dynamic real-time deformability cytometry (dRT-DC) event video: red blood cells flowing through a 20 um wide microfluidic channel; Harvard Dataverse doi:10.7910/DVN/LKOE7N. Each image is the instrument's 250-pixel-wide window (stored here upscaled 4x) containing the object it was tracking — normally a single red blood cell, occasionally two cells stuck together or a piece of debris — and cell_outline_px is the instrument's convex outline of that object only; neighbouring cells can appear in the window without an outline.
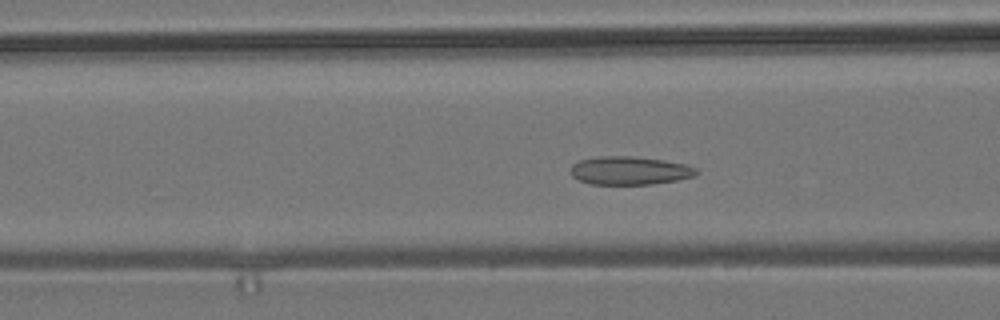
{"species": "common noctule bat (a hibernating species)", "species_latin": "Nyctalus noctula", "temperature_condition": "room temperature", "stored_images_in_passage": 53, "camera_frame_rate_fps": 3000, "um_per_image_px": 0.085, "animal": {"sex": "male", "body_mass_g": 19.2, "forearm_length_mm": 51.8}, "frame": {"image": 1, "passage_image": 19, "time_ms": 6.0, "image_size_px": [1000, 320], "cell_outline_px": [[700, 172], [696, 176], [676, 180], [652, 184], [592, 184], [580, 180], [572, 176], [572, 164], [580, 160], [600, 156], [628, 156], [664, 160], [688, 164], [700, 168]], "centroid_in_image_um": [53.61, 14.49], "position_along_channel_um": 113.0, "area_um2": 20.81}}
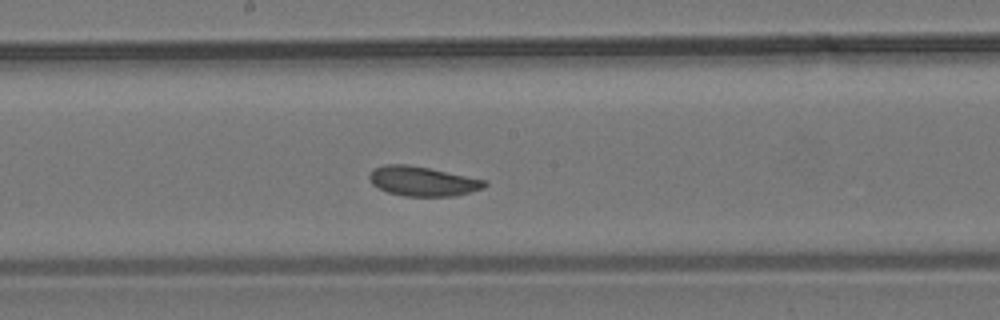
{"frame": {"image": 2, "passage_image": 27, "time_ms": 8.667, "image_size_px": [1000, 320], "cell_outline_px": [[488, 184], [484, 188], [456, 196], [404, 196], [388, 192], [372, 184], [368, 180], [368, 176], [372, 168], [384, 164], [408, 164], [488, 180]], "centroid_in_image_um": [35.92, 15.4], "position_along_channel_um": 212.3, "area_um2": 20.06}}
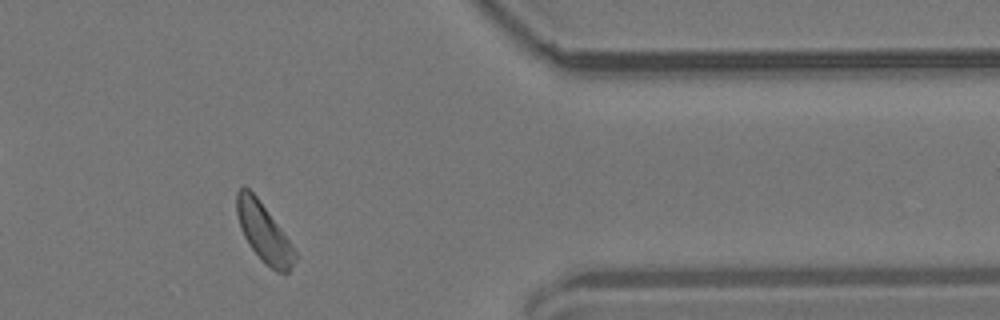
{"frame": {"image": 3, "passage_image": 43, "time_ms": 14.0, "image_size_px": [1000, 320], "cell_outline_px": [[296, 256], [288, 272], [276, 272], [248, 244], [240, 228], [236, 212], [236, 192], [244, 184], [256, 196], [280, 228], [296, 252]], "centroid_in_image_um": [22.38, 19.7], "position_along_channel_um": 389.0, "area_um2": 19.19}, "authors_computed_cell_mechanics": {"area_um2": 20.1722, "velocity_mm_per_s": 3.7191, "shape_relaxation_time_tau1_ms": 2.642, "shape_relaxation_time_tau2_ms": null, "deformation_change_tau1": 0.0906, "deformation_change_tau2": null}}